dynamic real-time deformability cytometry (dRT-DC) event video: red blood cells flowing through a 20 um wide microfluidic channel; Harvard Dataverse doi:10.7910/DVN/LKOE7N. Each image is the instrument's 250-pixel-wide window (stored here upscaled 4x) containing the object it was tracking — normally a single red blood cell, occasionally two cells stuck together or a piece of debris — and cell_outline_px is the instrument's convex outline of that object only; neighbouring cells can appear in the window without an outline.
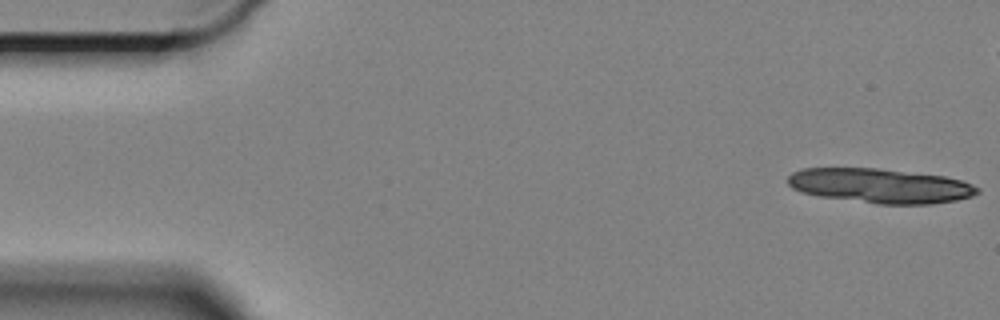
{"species": "Egyptian fruit bat (a non-hibernating species)", "species_latin": "Rousettus aegyptiacus", "temperature_condition": "cold", "stored_images_in_passage": 13, "camera_frame_rate_fps": 3000, "um_per_image_px": 0.085, "animal": {"sex": "female"}, "frame": {"image": 1, "passage_image": 1, "time_ms": 0.0, "image_size_px": [1000, 320], "cell_outline_px": [[980, 192], [972, 196], [956, 200], [932, 204], [876, 204], [820, 196], [800, 192], [792, 188], [788, 184], [788, 176], [792, 172], [800, 168], [880, 168], [944, 176], [960, 180], [972, 184], [980, 188]], "centroid_in_image_um": [74.81, 15.79], "position_along_channel_um": 10.2, "area_um2": 38.38}}